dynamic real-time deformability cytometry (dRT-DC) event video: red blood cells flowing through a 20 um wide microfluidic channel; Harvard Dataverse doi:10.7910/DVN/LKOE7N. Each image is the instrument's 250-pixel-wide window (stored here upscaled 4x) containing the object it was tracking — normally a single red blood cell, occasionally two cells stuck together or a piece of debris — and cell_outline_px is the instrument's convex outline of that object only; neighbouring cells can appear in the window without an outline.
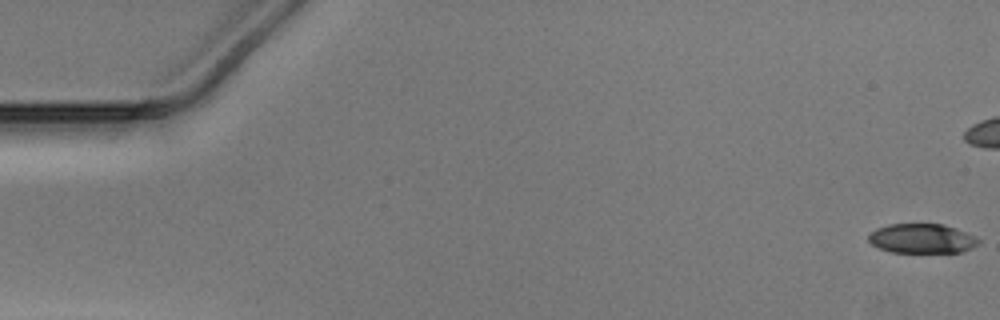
{"species": "Egyptian fruit bat (a non-hibernating species)", "species_latin": "Rousettus aegyptiacus", "temperature_condition": "warm", "stored_images_in_passage": 16, "camera_frame_rate_fps": 3000, "um_per_image_px": 0.085, "animal": {"sex": "male"}, "frame": {"image": 1, "passage_image": 1, "time_ms": 0.0, "image_size_px": [1000, 320], "cell_outline_px": [[980, 244], [972, 248], [960, 252], [892, 252], [880, 248], [872, 244], [868, 240], [868, 236], [876, 228], [888, 224], [944, 224], [956, 228], [976, 236], [980, 240]], "centroid_in_image_um": [78.4, 20.27], "position_along_channel_um": 6.6, "area_um2": 18.96}}